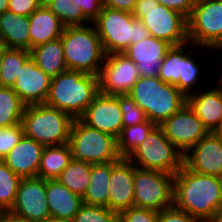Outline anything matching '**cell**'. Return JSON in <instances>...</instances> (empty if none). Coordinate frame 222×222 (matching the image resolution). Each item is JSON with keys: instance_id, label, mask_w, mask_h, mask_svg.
<instances>
[{"instance_id": "6da1fadb", "label": "cell", "mask_w": 222, "mask_h": 222, "mask_svg": "<svg viewBox=\"0 0 222 222\" xmlns=\"http://www.w3.org/2000/svg\"><path fill=\"white\" fill-rule=\"evenodd\" d=\"M173 205L197 222H212L222 207V178L198 174L183 165L174 175Z\"/></svg>"}, {"instance_id": "7a4b0ae2", "label": "cell", "mask_w": 222, "mask_h": 222, "mask_svg": "<svg viewBox=\"0 0 222 222\" xmlns=\"http://www.w3.org/2000/svg\"><path fill=\"white\" fill-rule=\"evenodd\" d=\"M99 93V77L82 71L66 70L51 79L45 105L80 119Z\"/></svg>"}, {"instance_id": "3957f363", "label": "cell", "mask_w": 222, "mask_h": 222, "mask_svg": "<svg viewBox=\"0 0 222 222\" xmlns=\"http://www.w3.org/2000/svg\"><path fill=\"white\" fill-rule=\"evenodd\" d=\"M128 95L157 126L187 104V97L176 86L163 82L158 76H140Z\"/></svg>"}, {"instance_id": "277c9868", "label": "cell", "mask_w": 222, "mask_h": 222, "mask_svg": "<svg viewBox=\"0 0 222 222\" xmlns=\"http://www.w3.org/2000/svg\"><path fill=\"white\" fill-rule=\"evenodd\" d=\"M60 39L68 70L99 76L106 54L92 23L66 26Z\"/></svg>"}, {"instance_id": "5b68a950", "label": "cell", "mask_w": 222, "mask_h": 222, "mask_svg": "<svg viewBox=\"0 0 222 222\" xmlns=\"http://www.w3.org/2000/svg\"><path fill=\"white\" fill-rule=\"evenodd\" d=\"M92 24L105 54L124 53L130 44L139 43L151 36L144 24L132 13L105 6Z\"/></svg>"}, {"instance_id": "8992f818", "label": "cell", "mask_w": 222, "mask_h": 222, "mask_svg": "<svg viewBox=\"0 0 222 222\" xmlns=\"http://www.w3.org/2000/svg\"><path fill=\"white\" fill-rule=\"evenodd\" d=\"M74 119L63 111L45 104L26 105L22 126L24 135L44 146L69 142Z\"/></svg>"}, {"instance_id": "52a82bcc", "label": "cell", "mask_w": 222, "mask_h": 222, "mask_svg": "<svg viewBox=\"0 0 222 222\" xmlns=\"http://www.w3.org/2000/svg\"><path fill=\"white\" fill-rule=\"evenodd\" d=\"M132 14L144 24L151 36L171 46L189 42L187 18L157 0H137Z\"/></svg>"}, {"instance_id": "ba28073f", "label": "cell", "mask_w": 222, "mask_h": 222, "mask_svg": "<svg viewBox=\"0 0 222 222\" xmlns=\"http://www.w3.org/2000/svg\"><path fill=\"white\" fill-rule=\"evenodd\" d=\"M72 158L92 164L119 161L117 138L74 119L68 142Z\"/></svg>"}, {"instance_id": "9c48e42d", "label": "cell", "mask_w": 222, "mask_h": 222, "mask_svg": "<svg viewBox=\"0 0 222 222\" xmlns=\"http://www.w3.org/2000/svg\"><path fill=\"white\" fill-rule=\"evenodd\" d=\"M136 167L175 175L184 165V154L156 126L127 157Z\"/></svg>"}, {"instance_id": "30bf717a", "label": "cell", "mask_w": 222, "mask_h": 222, "mask_svg": "<svg viewBox=\"0 0 222 222\" xmlns=\"http://www.w3.org/2000/svg\"><path fill=\"white\" fill-rule=\"evenodd\" d=\"M174 175L134 165V206L161 211L173 206Z\"/></svg>"}, {"instance_id": "8fae6325", "label": "cell", "mask_w": 222, "mask_h": 222, "mask_svg": "<svg viewBox=\"0 0 222 222\" xmlns=\"http://www.w3.org/2000/svg\"><path fill=\"white\" fill-rule=\"evenodd\" d=\"M187 22L191 46L213 50L222 43V0H196Z\"/></svg>"}, {"instance_id": "7c38bea8", "label": "cell", "mask_w": 222, "mask_h": 222, "mask_svg": "<svg viewBox=\"0 0 222 222\" xmlns=\"http://www.w3.org/2000/svg\"><path fill=\"white\" fill-rule=\"evenodd\" d=\"M99 92L106 95L129 94L140 78L137 65L123 53L106 54L99 73Z\"/></svg>"}, {"instance_id": "4fadbf2b", "label": "cell", "mask_w": 222, "mask_h": 222, "mask_svg": "<svg viewBox=\"0 0 222 222\" xmlns=\"http://www.w3.org/2000/svg\"><path fill=\"white\" fill-rule=\"evenodd\" d=\"M9 211L25 222H45L50 217L46 180L38 177L22 178L15 202Z\"/></svg>"}, {"instance_id": "5bb4252c", "label": "cell", "mask_w": 222, "mask_h": 222, "mask_svg": "<svg viewBox=\"0 0 222 222\" xmlns=\"http://www.w3.org/2000/svg\"><path fill=\"white\" fill-rule=\"evenodd\" d=\"M159 126L183 154L209 133L188 103Z\"/></svg>"}, {"instance_id": "9a60e30c", "label": "cell", "mask_w": 222, "mask_h": 222, "mask_svg": "<svg viewBox=\"0 0 222 222\" xmlns=\"http://www.w3.org/2000/svg\"><path fill=\"white\" fill-rule=\"evenodd\" d=\"M184 166L198 174L222 178V140L209 132L184 154Z\"/></svg>"}, {"instance_id": "2e32d148", "label": "cell", "mask_w": 222, "mask_h": 222, "mask_svg": "<svg viewBox=\"0 0 222 222\" xmlns=\"http://www.w3.org/2000/svg\"><path fill=\"white\" fill-rule=\"evenodd\" d=\"M80 119L88 126L118 138L123 128L119 95L99 92Z\"/></svg>"}, {"instance_id": "e0dca14e", "label": "cell", "mask_w": 222, "mask_h": 222, "mask_svg": "<svg viewBox=\"0 0 222 222\" xmlns=\"http://www.w3.org/2000/svg\"><path fill=\"white\" fill-rule=\"evenodd\" d=\"M108 209L120 213L134 206V164L127 158L112 161Z\"/></svg>"}, {"instance_id": "ac0fdd59", "label": "cell", "mask_w": 222, "mask_h": 222, "mask_svg": "<svg viewBox=\"0 0 222 222\" xmlns=\"http://www.w3.org/2000/svg\"><path fill=\"white\" fill-rule=\"evenodd\" d=\"M51 79L30 57L23 65L12 89L25 105L44 104Z\"/></svg>"}, {"instance_id": "d6986e66", "label": "cell", "mask_w": 222, "mask_h": 222, "mask_svg": "<svg viewBox=\"0 0 222 222\" xmlns=\"http://www.w3.org/2000/svg\"><path fill=\"white\" fill-rule=\"evenodd\" d=\"M170 47L166 41L150 36L139 43L130 44L123 54L137 65L140 76L157 77Z\"/></svg>"}, {"instance_id": "ffe728a7", "label": "cell", "mask_w": 222, "mask_h": 222, "mask_svg": "<svg viewBox=\"0 0 222 222\" xmlns=\"http://www.w3.org/2000/svg\"><path fill=\"white\" fill-rule=\"evenodd\" d=\"M44 147L23 135L2 161L21 178L37 177Z\"/></svg>"}, {"instance_id": "44dd1931", "label": "cell", "mask_w": 222, "mask_h": 222, "mask_svg": "<svg viewBox=\"0 0 222 222\" xmlns=\"http://www.w3.org/2000/svg\"><path fill=\"white\" fill-rule=\"evenodd\" d=\"M187 103L200 118L203 126L209 132H214L222 120V83L217 82L215 87H209V90L200 93L194 92L187 97Z\"/></svg>"}, {"instance_id": "7402d4cb", "label": "cell", "mask_w": 222, "mask_h": 222, "mask_svg": "<svg viewBox=\"0 0 222 222\" xmlns=\"http://www.w3.org/2000/svg\"><path fill=\"white\" fill-rule=\"evenodd\" d=\"M47 204L50 216L71 219L78 213L83 198L70 191L58 179L46 180Z\"/></svg>"}, {"instance_id": "603a6c76", "label": "cell", "mask_w": 222, "mask_h": 222, "mask_svg": "<svg viewBox=\"0 0 222 222\" xmlns=\"http://www.w3.org/2000/svg\"><path fill=\"white\" fill-rule=\"evenodd\" d=\"M30 49L61 37L65 26L42 3L29 17Z\"/></svg>"}, {"instance_id": "cb8c5ba5", "label": "cell", "mask_w": 222, "mask_h": 222, "mask_svg": "<svg viewBox=\"0 0 222 222\" xmlns=\"http://www.w3.org/2000/svg\"><path fill=\"white\" fill-rule=\"evenodd\" d=\"M0 42L8 48L30 51L29 18L10 10L0 14Z\"/></svg>"}, {"instance_id": "d4e9b609", "label": "cell", "mask_w": 222, "mask_h": 222, "mask_svg": "<svg viewBox=\"0 0 222 222\" xmlns=\"http://www.w3.org/2000/svg\"><path fill=\"white\" fill-rule=\"evenodd\" d=\"M30 53L36 65L51 78L68 70L60 38L32 48Z\"/></svg>"}, {"instance_id": "484cf974", "label": "cell", "mask_w": 222, "mask_h": 222, "mask_svg": "<svg viewBox=\"0 0 222 222\" xmlns=\"http://www.w3.org/2000/svg\"><path fill=\"white\" fill-rule=\"evenodd\" d=\"M111 170L112 162L91 165L90 182L82 196L84 204L108 208Z\"/></svg>"}, {"instance_id": "4316f807", "label": "cell", "mask_w": 222, "mask_h": 222, "mask_svg": "<svg viewBox=\"0 0 222 222\" xmlns=\"http://www.w3.org/2000/svg\"><path fill=\"white\" fill-rule=\"evenodd\" d=\"M72 159L69 144L45 146L41 155L37 177L57 179Z\"/></svg>"}, {"instance_id": "83f0119b", "label": "cell", "mask_w": 222, "mask_h": 222, "mask_svg": "<svg viewBox=\"0 0 222 222\" xmlns=\"http://www.w3.org/2000/svg\"><path fill=\"white\" fill-rule=\"evenodd\" d=\"M188 44L190 45L191 43L186 42L171 46L168 49L159 68L158 78L160 80L176 86L179 83V79H183L185 54L190 50L188 49Z\"/></svg>"}, {"instance_id": "f1b7e54d", "label": "cell", "mask_w": 222, "mask_h": 222, "mask_svg": "<svg viewBox=\"0 0 222 222\" xmlns=\"http://www.w3.org/2000/svg\"><path fill=\"white\" fill-rule=\"evenodd\" d=\"M91 165L92 163L72 158L57 179L70 191L82 197L90 182Z\"/></svg>"}, {"instance_id": "f546056e", "label": "cell", "mask_w": 222, "mask_h": 222, "mask_svg": "<svg viewBox=\"0 0 222 222\" xmlns=\"http://www.w3.org/2000/svg\"><path fill=\"white\" fill-rule=\"evenodd\" d=\"M31 53L25 49L7 48L0 65V86L12 88Z\"/></svg>"}, {"instance_id": "4dcf8cb0", "label": "cell", "mask_w": 222, "mask_h": 222, "mask_svg": "<svg viewBox=\"0 0 222 222\" xmlns=\"http://www.w3.org/2000/svg\"><path fill=\"white\" fill-rule=\"evenodd\" d=\"M25 106L12 88L0 86V128L20 124Z\"/></svg>"}, {"instance_id": "1f68e13d", "label": "cell", "mask_w": 222, "mask_h": 222, "mask_svg": "<svg viewBox=\"0 0 222 222\" xmlns=\"http://www.w3.org/2000/svg\"><path fill=\"white\" fill-rule=\"evenodd\" d=\"M157 125L147 120L138 125L123 127L117 138V150L122 158H127Z\"/></svg>"}, {"instance_id": "d6a6232c", "label": "cell", "mask_w": 222, "mask_h": 222, "mask_svg": "<svg viewBox=\"0 0 222 222\" xmlns=\"http://www.w3.org/2000/svg\"><path fill=\"white\" fill-rule=\"evenodd\" d=\"M43 3L60 19L65 27L91 24L84 16L81 7H77L75 0H43Z\"/></svg>"}, {"instance_id": "836d02e7", "label": "cell", "mask_w": 222, "mask_h": 222, "mask_svg": "<svg viewBox=\"0 0 222 222\" xmlns=\"http://www.w3.org/2000/svg\"><path fill=\"white\" fill-rule=\"evenodd\" d=\"M21 177L0 160V208L9 211L15 202Z\"/></svg>"}, {"instance_id": "e575fe53", "label": "cell", "mask_w": 222, "mask_h": 222, "mask_svg": "<svg viewBox=\"0 0 222 222\" xmlns=\"http://www.w3.org/2000/svg\"><path fill=\"white\" fill-rule=\"evenodd\" d=\"M192 48L185 54V63L183 70V79H179V83L176 85L178 90L182 92L186 97L194 93V88L198 87L196 83L200 81V69L197 60L193 58ZM194 59V60H193Z\"/></svg>"}, {"instance_id": "d590c367", "label": "cell", "mask_w": 222, "mask_h": 222, "mask_svg": "<svg viewBox=\"0 0 222 222\" xmlns=\"http://www.w3.org/2000/svg\"><path fill=\"white\" fill-rule=\"evenodd\" d=\"M73 222H119V213L107 207L83 204Z\"/></svg>"}, {"instance_id": "8d00e7d4", "label": "cell", "mask_w": 222, "mask_h": 222, "mask_svg": "<svg viewBox=\"0 0 222 222\" xmlns=\"http://www.w3.org/2000/svg\"><path fill=\"white\" fill-rule=\"evenodd\" d=\"M123 127L138 125L148 120L146 113L128 95H119Z\"/></svg>"}, {"instance_id": "74e56055", "label": "cell", "mask_w": 222, "mask_h": 222, "mask_svg": "<svg viewBox=\"0 0 222 222\" xmlns=\"http://www.w3.org/2000/svg\"><path fill=\"white\" fill-rule=\"evenodd\" d=\"M24 135L22 123L0 128V160L20 141Z\"/></svg>"}, {"instance_id": "f35d334b", "label": "cell", "mask_w": 222, "mask_h": 222, "mask_svg": "<svg viewBox=\"0 0 222 222\" xmlns=\"http://www.w3.org/2000/svg\"><path fill=\"white\" fill-rule=\"evenodd\" d=\"M157 215L158 211L133 206L119 213V222H156Z\"/></svg>"}, {"instance_id": "ab89813d", "label": "cell", "mask_w": 222, "mask_h": 222, "mask_svg": "<svg viewBox=\"0 0 222 222\" xmlns=\"http://www.w3.org/2000/svg\"><path fill=\"white\" fill-rule=\"evenodd\" d=\"M156 222H197L184 210L171 206L158 212Z\"/></svg>"}, {"instance_id": "60d3db41", "label": "cell", "mask_w": 222, "mask_h": 222, "mask_svg": "<svg viewBox=\"0 0 222 222\" xmlns=\"http://www.w3.org/2000/svg\"><path fill=\"white\" fill-rule=\"evenodd\" d=\"M42 3L43 0H9L8 10L29 17Z\"/></svg>"}, {"instance_id": "b9f144b4", "label": "cell", "mask_w": 222, "mask_h": 222, "mask_svg": "<svg viewBox=\"0 0 222 222\" xmlns=\"http://www.w3.org/2000/svg\"><path fill=\"white\" fill-rule=\"evenodd\" d=\"M81 7L84 16L92 23L100 14L103 8V0H75Z\"/></svg>"}, {"instance_id": "7bdbcfd3", "label": "cell", "mask_w": 222, "mask_h": 222, "mask_svg": "<svg viewBox=\"0 0 222 222\" xmlns=\"http://www.w3.org/2000/svg\"><path fill=\"white\" fill-rule=\"evenodd\" d=\"M159 4L183 14L187 19L191 15L196 0H157Z\"/></svg>"}, {"instance_id": "ee69618b", "label": "cell", "mask_w": 222, "mask_h": 222, "mask_svg": "<svg viewBox=\"0 0 222 222\" xmlns=\"http://www.w3.org/2000/svg\"><path fill=\"white\" fill-rule=\"evenodd\" d=\"M137 0H103V6L114 9L133 13Z\"/></svg>"}, {"instance_id": "f6af8a7d", "label": "cell", "mask_w": 222, "mask_h": 222, "mask_svg": "<svg viewBox=\"0 0 222 222\" xmlns=\"http://www.w3.org/2000/svg\"><path fill=\"white\" fill-rule=\"evenodd\" d=\"M0 222H25L21 217L12 214L10 211H5L0 217Z\"/></svg>"}, {"instance_id": "bcb514c9", "label": "cell", "mask_w": 222, "mask_h": 222, "mask_svg": "<svg viewBox=\"0 0 222 222\" xmlns=\"http://www.w3.org/2000/svg\"><path fill=\"white\" fill-rule=\"evenodd\" d=\"M9 0H0V14L8 10Z\"/></svg>"}, {"instance_id": "7dc6e473", "label": "cell", "mask_w": 222, "mask_h": 222, "mask_svg": "<svg viewBox=\"0 0 222 222\" xmlns=\"http://www.w3.org/2000/svg\"><path fill=\"white\" fill-rule=\"evenodd\" d=\"M45 222H73V220L50 216Z\"/></svg>"}, {"instance_id": "c3c4849f", "label": "cell", "mask_w": 222, "mask_h": 222, "mask_svg": "<svg viewBox=\"0 0 222 222\" xmlns=\"http://www.w3.org/2000/svg\"><path fill=\"white\" fill-rule=\"evenodd\" d=\"M216 51H221V53H222V43H220V44H218L215 48H214ZM220 53V55H222ZM222 59V58H221ZM221 65H222V62H221ZM222 70V69H221ZM222 73V72H221ZM219 74V75H221V76H219V78H217V79H219L218 80V82H220V83H222V74Z\"/></svg>"}, {"instance_id": "681fc988", "label": "cell", "mask_w": 222, "mask_h": 222, "mask_svg": "<svg viewBox=\"0 0 222 222\" xmlns=\"http://www.w3.org/2000/svg\"><path fill=\"white\" fill-rule=\"evenodd\" d=\"M7 48H8L7 46H5L2 42H0V65L2 62L4 52L6 51Z\"/></svg>"}, {"instance_id": "f907efd6", "label": "cell", "mask_w": 222, "mask_h": 222, "mask_svg": "<svg viewBox=\"0 0 222 222\" xmlns=\"http://www.w3.org/2000/svg\"><path fill=\"white\" fill-rule=\"evenodd\" d=\"M213 222H222V207L217 212L216 217L213 220Z\"/></svg>"}, {"instance_id": "816d5d0a", "label": "cell", "mask_w": 222, "mask_h": 222, "mask_svg": "<svg viewBox=\"0 0 222 222\" xmlns=\"http://www.w3.org/2000/svg\"><path fill=\"white\" fill-rule=\"evenodd\" d=\"M214 133L222 140V120L219 127L214 131Z\"/></svg>"}, {"instance_id": "f5cc1de1", "label": "cell", "mask_w": 222, "mask_h": 222, "mask_svg": "<svg viewBox=\"0 0 222 222\" xmlns=\"http://www.w3.org/2000/svg\"><path fill=\"white\" fill-rule=\"evenodd\" d=\"M5 212V210L0 208V217L2 216V214Z\"/></svg>"}]
</instances>
